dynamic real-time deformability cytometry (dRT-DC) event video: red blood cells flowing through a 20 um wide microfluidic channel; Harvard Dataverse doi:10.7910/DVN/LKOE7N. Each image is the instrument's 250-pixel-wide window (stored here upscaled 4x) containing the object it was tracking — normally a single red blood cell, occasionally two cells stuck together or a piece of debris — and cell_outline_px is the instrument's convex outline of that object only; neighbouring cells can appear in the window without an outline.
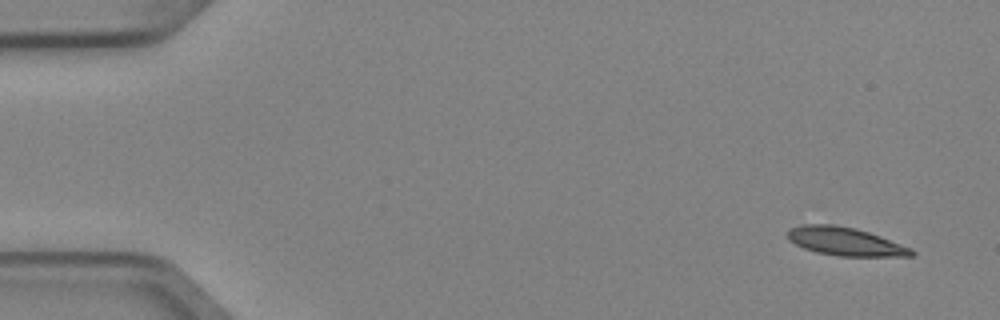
{"species": "Egyptian fruit bat (a non-hibernating species)", "species_latin": "Rousettus aegyptiacus", "temperature_condition": "cold", "stored_images_in_passage": 5, "camera_frame_rate_fps": 3000, "um_per_image_px": 0.085, "animal": {"sex": "female"}, "frame": {"image": 1, "passage_image": 1, "time_ms": 0.0, "image_size_px": [1000, 320], "cell_outline_px": [[916, 252], [912, 256], [840, 256], [816, 252], [804, 248], [788, 240], [788, 228], [800, 224], [836, 224], [856, 228], [880, 236], [912, 248]], "centroid_in_image_um": [71.82, 20.51], "position_along_channel_um": 13.2, "area_um2": 20.52}}